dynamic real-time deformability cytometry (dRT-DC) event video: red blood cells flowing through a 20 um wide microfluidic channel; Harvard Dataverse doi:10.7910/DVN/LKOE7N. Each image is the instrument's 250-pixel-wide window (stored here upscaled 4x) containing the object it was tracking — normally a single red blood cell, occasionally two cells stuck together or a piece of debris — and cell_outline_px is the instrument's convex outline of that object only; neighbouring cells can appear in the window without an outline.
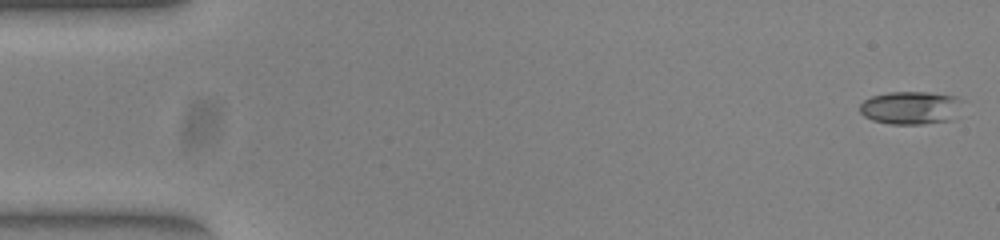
{"species": "common noctule bat (a hibernating species)", "species_latin": "Nyctalus noctula", "temperature_condition": "warm", "stored_images_in_passage": 52, "camera_frame_rate_fps": 3000, "um_per_image_px": 0.085, "animal": {"sex": "female", "body_mass_g": 23.0, "forearm_length_mm": 53.4}, "frame": {"image": 1, "passage_image": 1, "time_ms": 0.0, "image_size_px": [1000, 240], "cell_outline_px": [[964, 100], [952, 120], [924, 124], [888, 124], [872, 120], [864, 116], [860, 112], [860, 104], [864, 100], [872, 96], [888, 92], [928, 92], [956, 96]], "centroid_in_image_um": [77.41, 9.16], "position_along_channel_um": 7.6, "area_um2": 19.94}}
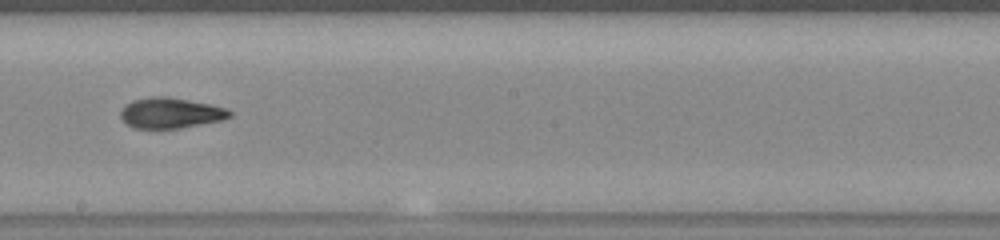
{"frame": {"image": 2, "passage_image": 29, "time_ms": 9.333, "image_size_px": [1000, 240], "cell_outline_px": [[232, 116], [224, 120], [180, 128], [136, 128], [128, 124], [120, 116], [120, 112], [124, 104], [132, 100], [152, 96], [168, 96], [208, 104], [224, 108], [232, 112]], "centroid_in_image_um": [14.49, 9.59], "position_along_channel_um": 233.7, "area_um2": 19.36}}
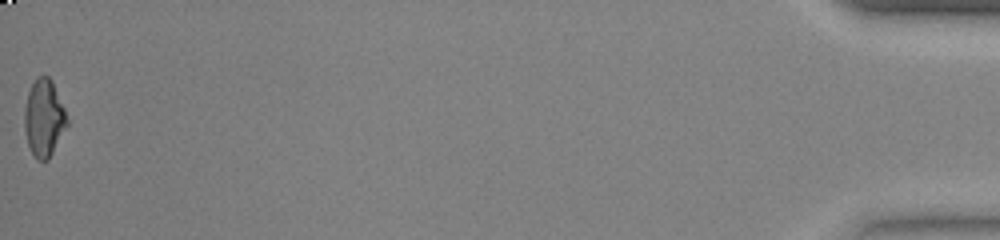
{"frame": {"image": 3, "passage_image": 52, "time_ms": 17.0, "image_size_px": [1000, 240], "cell_outline_px": [[68, 124], [48, 160], [36, 160], [28, 144], [24, 128], [24, 108], [28, 92], [36, 76], [48, 76], [52, 80], [64, 108], [68, 120]], "centroid_in_image_um": [3.73, 10.02], "position_along_channel_um": 431.5, "area_um2": 19.07}, "authors_computed_cell_mechanics": {"area_um2": 19.4208, "velocity_mm_per_s": 3.9395, "shape_relaxation_time_tau1_ms": 4.2691, "shape_relaxation_time_tau2_ms": 2.4313, "deformation_change_tau1": 0.1717, "deformation_change_tau2": 0.09}}